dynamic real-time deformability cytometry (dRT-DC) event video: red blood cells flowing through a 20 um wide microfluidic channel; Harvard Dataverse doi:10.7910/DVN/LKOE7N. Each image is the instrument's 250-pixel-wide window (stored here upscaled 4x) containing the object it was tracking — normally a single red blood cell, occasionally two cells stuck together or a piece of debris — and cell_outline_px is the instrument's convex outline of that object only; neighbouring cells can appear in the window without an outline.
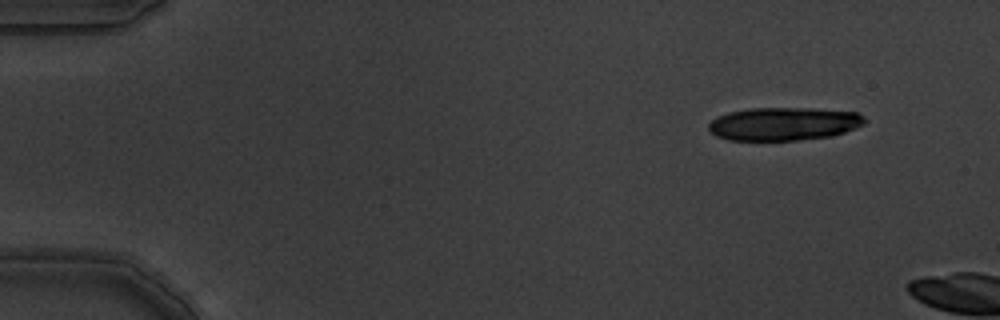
{"species": "common noctule bat (a hibernating species)", "species_latin": "Nyctalus noctula", "temperature_condition": "warm", "stored_images_in_passage": 5, "camera_frame_rate_fps": 3000, "um_per_image_px": 0.085, "animal": {"sex": "male", "body_mass_g": 19.5, "forearm_length_mm": 54.6}, "frame": {"image": 1, "passage_image": 1, "time_ms": 0.0, "image_size_px": [1000, 320], "cell_outline_px": [[864, 124], [856, 128], [832, 136], [796, 140], [728, 140], [716, 136], [708, 128], [708, 124], [716, 116], [728, 112], [752, 108], [808, 108], [856, 112], [864, 116]], "centroid_in_image_um": [66.6, 10.52], "position_along_channel_um": 18.4, "area_um2": 30.11}}